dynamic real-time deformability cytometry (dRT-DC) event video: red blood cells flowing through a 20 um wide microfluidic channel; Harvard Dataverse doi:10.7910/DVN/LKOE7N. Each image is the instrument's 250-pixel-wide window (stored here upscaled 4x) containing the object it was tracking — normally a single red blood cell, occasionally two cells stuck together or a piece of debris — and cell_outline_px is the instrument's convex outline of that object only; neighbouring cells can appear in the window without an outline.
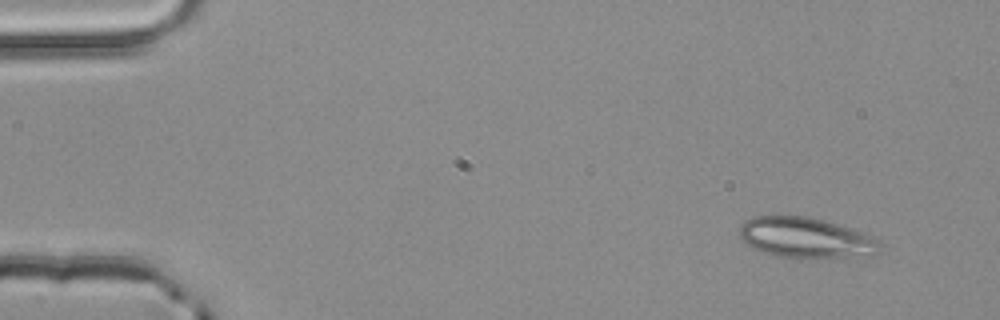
{"species": "common noctule bat (a hibernating species)", "species_latin": "Nyctalus noctula", "temperature_condition": "room temperature", "stored_images_in_passage": 4, "camera_frame_rate_fps": 3000, "um_per_image_px": 0.085, "animal": {"sex": "male", "body_mass_g": 20.4}, "frame": {"image": 1, "passage_image": 1, "time_ms": 0.0, "image_size_px": [1000, 320], "cell_outline_px": [[880, 252], [876, 256], [800, 260], [776, 256], [760, 252], [752, 248], [740, 236], [740, 224], [744, 220], [752, 216], [808, 216], [824, 220], [864, 232], [880, 240]], "centroid_in_image_um": [68.55, 20.25], "position_along_channel_um": 16.5, "area_um2": 34.33}}